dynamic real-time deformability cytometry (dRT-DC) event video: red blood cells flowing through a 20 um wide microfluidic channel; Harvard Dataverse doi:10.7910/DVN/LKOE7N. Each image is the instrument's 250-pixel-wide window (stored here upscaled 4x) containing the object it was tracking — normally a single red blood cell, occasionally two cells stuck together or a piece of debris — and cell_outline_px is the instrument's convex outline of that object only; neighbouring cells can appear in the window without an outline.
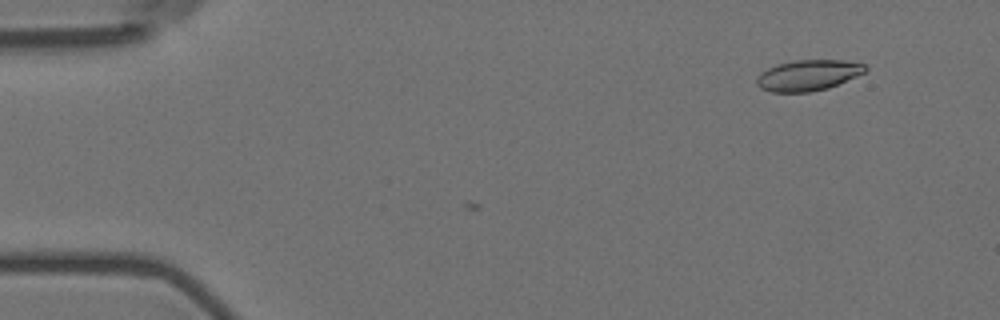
{"species": "Egyptian fruit bat (a non-hibernating species)", "species_latin": "Rousettus aegyptiacus", "temperature_condition": "room temperature", "stored_images_in_passage": 2, "camera_frame_rate_fps": 3000, "um_per_image_px": 0.085, "animal": {"sex": "female"}, "frame": {"image": 1, "passage_image": 2, "time_ms": 0.333, "image_size_px": [1000, 320], "cell_outline_px": [[868, 68], [864, 72], [856, 76], [828, 88], [808, 92], [772, 92], [760, 88], [756, 84], [756, 76], [760, 72], [768, 68], [780, 64], [796, 60], [844, 60], [864, 64]], "centroid_in_image_um": [68.66, 6.4], "position_along_channel_um": 16.3, "area_um2": 19.36}}